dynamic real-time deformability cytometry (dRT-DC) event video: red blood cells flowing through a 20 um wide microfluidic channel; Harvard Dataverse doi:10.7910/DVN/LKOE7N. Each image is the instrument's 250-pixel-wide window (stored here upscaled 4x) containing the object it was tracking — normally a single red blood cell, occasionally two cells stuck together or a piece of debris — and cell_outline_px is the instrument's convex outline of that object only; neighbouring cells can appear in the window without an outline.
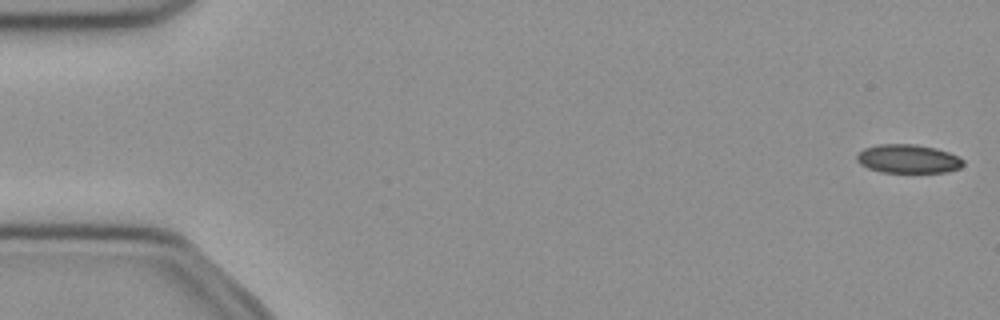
{"species": "common noctule bat (a hibernating species)", "species_latin": "Nyctalus noctula", "temperature_condition": "cold", "stored_images_in_passage": 51, "camera_frame_rate_fps": 3000, "um_per_image_px": 0.085, "animal": {"sex": "female", "body_mass_g": 21.9}, "frame": {"image": 1, "passage_image": 1, "time_ms": 0.0, "image_size_px": [1000, 320], "cell_outline_px": [[964, 164], [960, 168], [948, 172], [880, 172], [868, 168], [860, 164], [856, 160], [856, 156], [864, 148], [876, 144], [916, 144], [936, 148], [948, 152], [964, 160]], "centroid_in_image_um": [77.18, 13.5], "position_along_channel_um": 7.8, "area_um2": 17.86}}
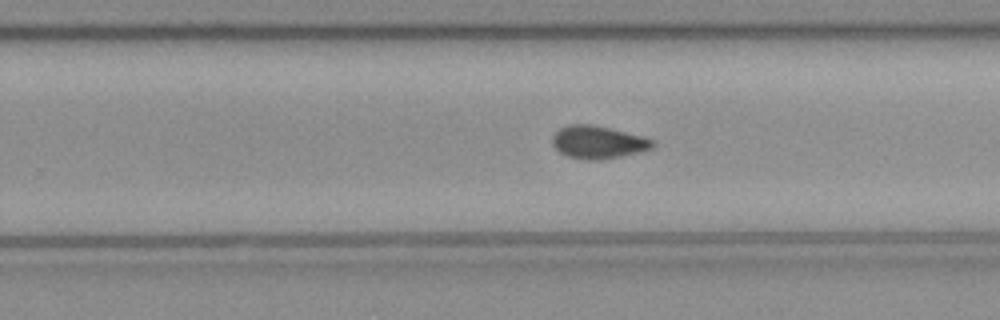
{"frame": {"image": 2, "passage_image": 32, "time_ms": 10.333, "image_size_px": [1000, 320], "cell_outline_px": [[656, 144], [652, 148], [640, 152], [620, 156], [596, 160], [588, 160], [568, 156], [560, 152], [552, 144], [552, 136], [560, 128], [572, 124], [592, 124], [644, 136], [656, 140]], "centroid_in_image_um": [50.87, 12.08], "position_along_channel_um": 278.9, "area_um2": 19.13}}
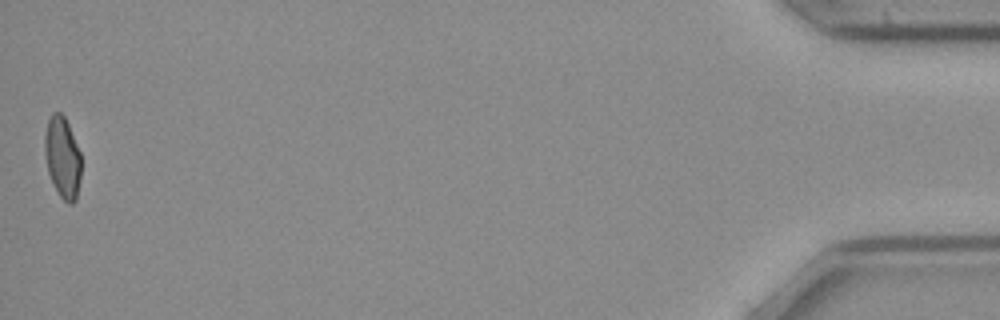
{"frame": {"image": 3, "passage_image": 51, "time_ms": 16.667, "image_size_px": [1000, 320], "cell_outline_px": [[80, 176], [76, 200], [72, 204], [68, 204], [60, 196], [48, 172], [44, 152], [44, 136], [48, 120], [52, 112], [60, 112], [64, 116], [68, 124], [80, 152]], "centroid_in_image_um": [5.3, 13.36], "position_along_channel_um": 429.9, "area_um2": 17.11}, "authors_computed_cell_mechanics": {"area_um2": 18.7272, "velocity_mm_per_s": 3.9862, "shape_relaxation_time_tau1_ms": null, "shape_relaxation_time_tau2_ms": 6.9238, "deformation_change_tau1": null, "deformation_change_tau2": 0.1031}}